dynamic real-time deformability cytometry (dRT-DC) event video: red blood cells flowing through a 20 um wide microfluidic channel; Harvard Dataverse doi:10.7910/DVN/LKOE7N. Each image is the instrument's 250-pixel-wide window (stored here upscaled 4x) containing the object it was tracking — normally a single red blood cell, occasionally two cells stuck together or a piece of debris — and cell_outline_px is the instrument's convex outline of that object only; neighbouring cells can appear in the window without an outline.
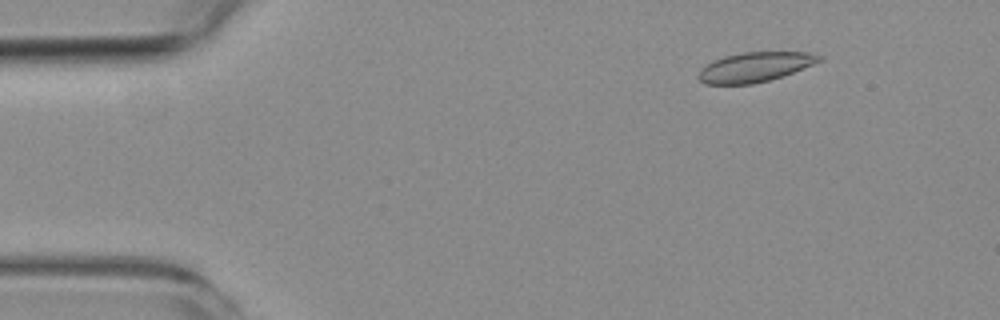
{"species": "common noctule bat (a hibernating species)", "species_latin": "Nyctalus noctula", "temperature_condition": "room temperature", "stored_images_in_passage": 6, "camera_frame_rate_fps": 3000, "um_per_image_px": 0.085, "animal": {"sex": "female", "body_mass_g": 19.3, "forearm_length_mm": 54.1}, "frame": {"image": 1, "passage_image": 2, "time_ms": 1.0, "image_size_px": [1000, 320], "cell_outline_px": [[824, 60], [784, 76], [752, 84], [704, 84], [696, 76], [700, 68], [712, 60], [724, 56], [744, 52], [808, 52], [824, 56]], "centroid_in_image_um": [64.17, 5.69], "position_along_channel_um": 20.8, "area_um2": 21.15}}
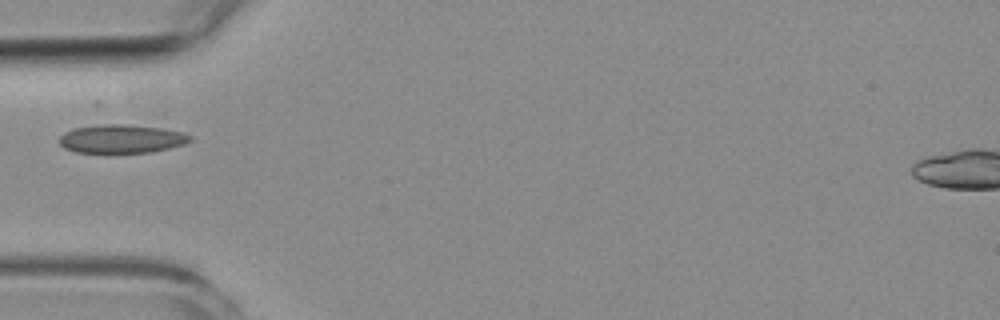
{"frame": {"image": 2, "passage_image": 5, "time_ms": 4.667, "image_size_px": [1000, 320], "cell_outline_px": [[192, 140], [184, 144], [152, 152], [76, 152], [64, 148], [60, 144], [60, 136], [64, 132], [72, 128], [100, 124], [128, 124], [164, 128], [180, 132], [192, 136]], "centroid_in_image_um": [10.32, 11.78], "position_along_channel_um": 74.7, "area_um2": 21.73}}
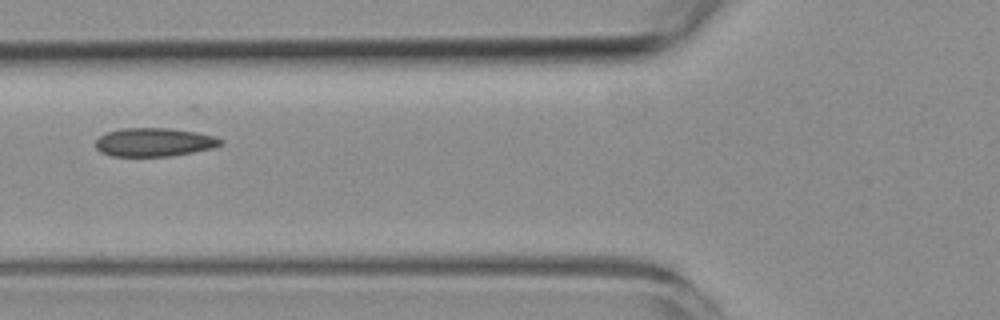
{"frame": {"image": 3, "passage_image": 6, "time_ms": 5.667, "image_size_px": [1000, 320], "cell_outline_px": [[224, 144], [212, 148], [172, 156], [112, 156], [100, 152], [96, 148], [96, 140], [100, 136], [108, 132], [120, 128], [168, 128], [196, 132], [216, 136], [224, 140]], "centroid_in_image_um": [13.13, 12.08], "position_along_channel_um": 112.7, "area_um2": 20.87}}